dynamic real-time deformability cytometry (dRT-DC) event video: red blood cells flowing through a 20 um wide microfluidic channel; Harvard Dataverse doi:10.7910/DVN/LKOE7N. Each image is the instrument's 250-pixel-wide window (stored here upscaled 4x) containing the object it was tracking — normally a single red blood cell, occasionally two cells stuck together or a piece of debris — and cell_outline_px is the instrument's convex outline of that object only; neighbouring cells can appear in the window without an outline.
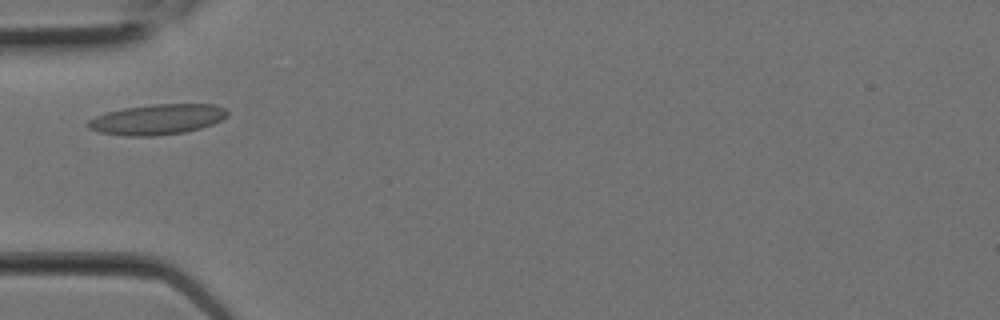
{"species": "Egyptian fruit bat (a non-hibernating species)", "species_latin": "Rousettus aegyptiacus", "temperature_condition": "room temperature", "stored_images_in_passage": 3, "camera_frame_rate_fps": 3000, "um_per_image_px": 0.085, "animal": {"sex": "female"}, "frame": {"image": 1, "passage_image": 3, "time_ms": 0.667, "image_size_px": [1000, 320], "cell_outline_px": [[228, 116], [212, 124], [200, 128], [184, 132], [152, 136], [124, 136], [100, 132], [88, 128], [84, 124], [88, 120], [96, 116], [108, 112], [124, 108], [152, 104], [216, 104], [224, 108], [228, 112]], "centroid_in_image_um": [13.35, 10.15], "position_along_channel_um": 71.7, "area_um2": 24.68}}